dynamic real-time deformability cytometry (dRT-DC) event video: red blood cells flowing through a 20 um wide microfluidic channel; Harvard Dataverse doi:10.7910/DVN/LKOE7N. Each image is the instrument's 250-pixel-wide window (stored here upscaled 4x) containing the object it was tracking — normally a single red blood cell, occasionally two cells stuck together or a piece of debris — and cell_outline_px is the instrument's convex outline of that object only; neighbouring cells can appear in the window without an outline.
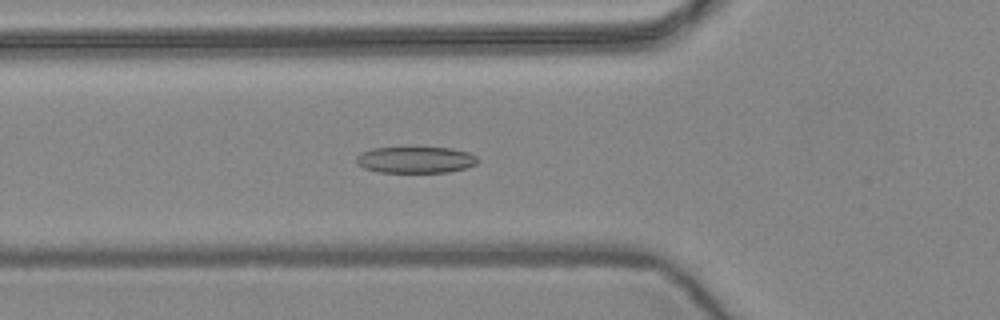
{"species": "common noctule bat (a hibernating species)", "species_latin": "Nyctalus noctula", "temperature_condition": "warm", "stored_images_in_passage": 29, "camera_frame_rate_fps": 3000, "um_per_image_px": 0.085, "animal": {"sex": "female", "body_mass_g": 24.6, "forearm_length_mm": 56.2}, "frame": {"image": 1, "passage_image": 19, "time_ms": 6.0, "image_size_px": [1000, 320], "cell_outline_px": [[480, 160], [476, 164], [464, 168], [448, 172], [380, 172], [364, 168], [356, 164], [356, 156], [360, 152], [372, 148], [452, 148], [468, 152], [476, 156]], "centroid_in_image_um": [35.3, 13.58], "position_along_channel_um": 90.5, "area_um2": 18.67}}
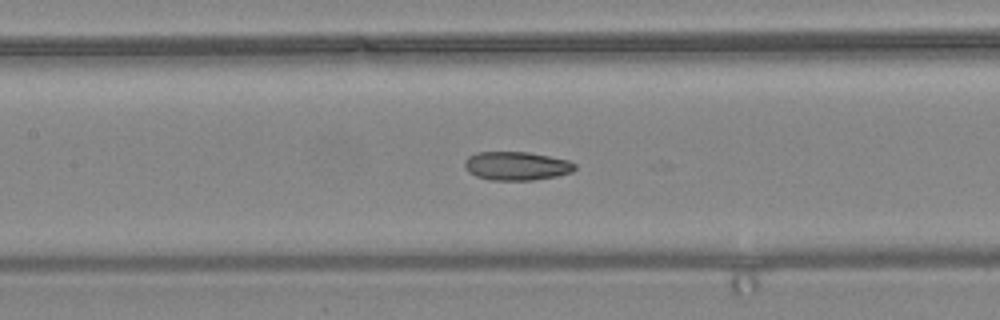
{"frame": {"image": 2, "passage_image": 25, "time_ms": 8.0, "image_size_px": [1000, 320], "cell_outline_px": [[576, 168], [572, 172], [556, 176], [532, 180], [488, 180], [476, 176], [468, 172], [464, 164], [464, 160], [468, 156], [476, 152], [528, 152], [568, 160], [576, 164]], "centroid_in_image_um": [43.88, 14.1], "position_along_channel_um": 163.5, "area_um2": 18.44}}
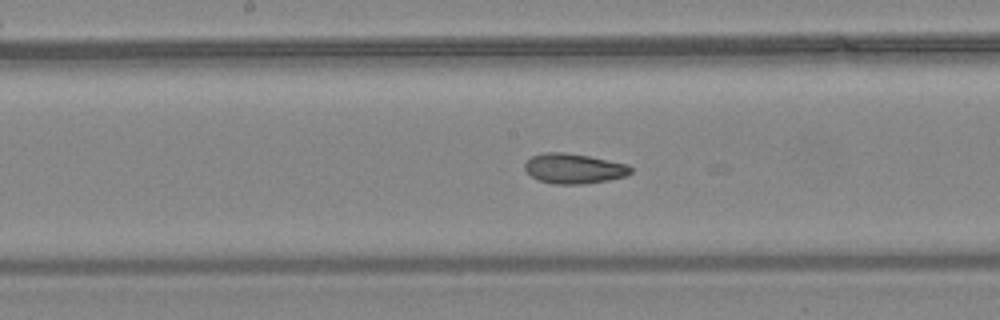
{"frame": {"image": 3, "passage_image": 28, "time_ms": 9.0, "image_size_px": [1000, 320], "cell_outline_px": [[632, 172], [624, 176], [608, 180], [584, 184], [552, 184], [540, 180], [532, 176], [524, 168], [524, 164], [532, 156], [544, 152], [564, 152], [588, 156], [628, 164], [632, 168]], "centroid_in_image_um": [48.78, 14.32], "position_along_channel_um": 199.4, "area_um2": 18.44}}